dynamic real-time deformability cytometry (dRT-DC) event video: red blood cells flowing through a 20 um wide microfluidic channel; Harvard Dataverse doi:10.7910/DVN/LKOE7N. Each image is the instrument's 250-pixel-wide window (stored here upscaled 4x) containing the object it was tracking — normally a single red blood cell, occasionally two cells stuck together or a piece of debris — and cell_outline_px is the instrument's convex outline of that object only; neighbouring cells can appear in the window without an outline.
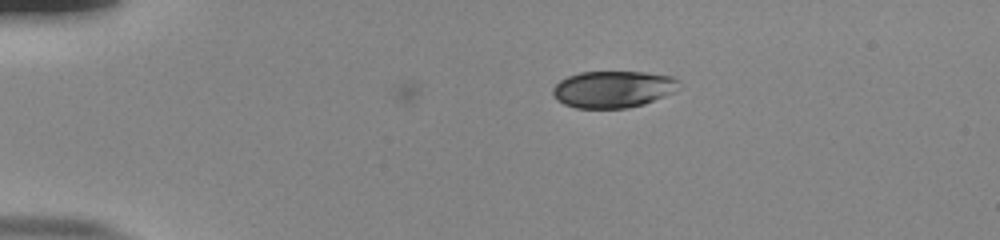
{"species": "human", "species_latin": "Homo sapiens", "temperature_condition": "room temperature", "stored_images_in_passage": 4, "camera_frame_rate_fps": 3000, "um_per_image_px": 0.085, "donor": {"sex": "male"}, "frame": {"image": 1, "passage_image": 1, "time_ms": 0.0, "image_size_px": [1000, 240], "cell_outline_px": [[680, 80], [672, 92], [664, 96], [644, 104], [628, 108], [576, 108], [564, 104], [556, 100], [552, 92], [552, 88], [560, 80], [568, 76], [580, 72], [644, 72], [672, 76]], "centroid_in_image_um": [52.07, 7.58], "position_along_channel_um": 32.9, "area_um2": 26.99}}